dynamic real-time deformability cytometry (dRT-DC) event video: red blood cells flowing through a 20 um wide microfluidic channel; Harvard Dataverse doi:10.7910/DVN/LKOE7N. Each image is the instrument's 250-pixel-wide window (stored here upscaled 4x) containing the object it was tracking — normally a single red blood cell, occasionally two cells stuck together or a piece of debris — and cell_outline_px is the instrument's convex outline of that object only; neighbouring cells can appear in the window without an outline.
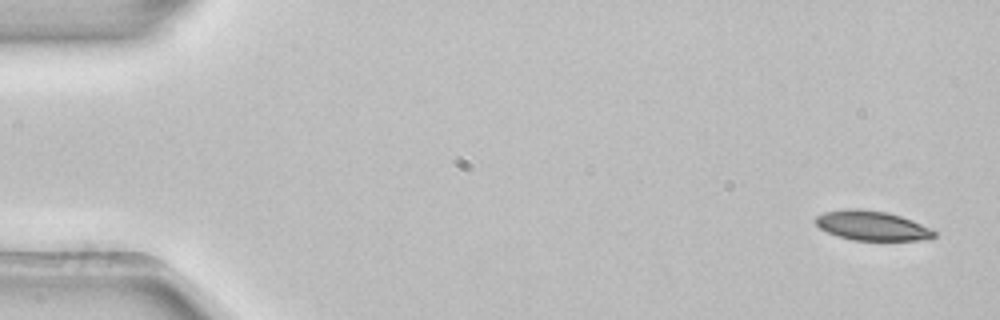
{"species": "common noctule bat (a hibernating species)", "species_latin": "Nyctalus noctula", "temperature_condition": "room temperature", "stored_images_in_passage": 3, "camera_frame_rate_fps": 3000, "um_per_image_px": 0.085, "animal": {"sex": "female", "body_mass_g": 22.7, "forearm_length_mm": 54.2}, "frame": {"image": 1, "passage_image": 1, "time_ms": 0.0, "image_size_px": [1000, 320], "cell_outline_px": [[936, 236], [920, 240], [852, 240], [828, 232], [820, 228], [812, 220], [816, 216], [824, 212], [848, 208], [852, 208], [884, 212], [900, 216], [912, 220], [936, 232]], "centroid_in_image_um": [74.06, 19.18], "position_along_channel_um": 10.9, "area_um2": 20.11}}
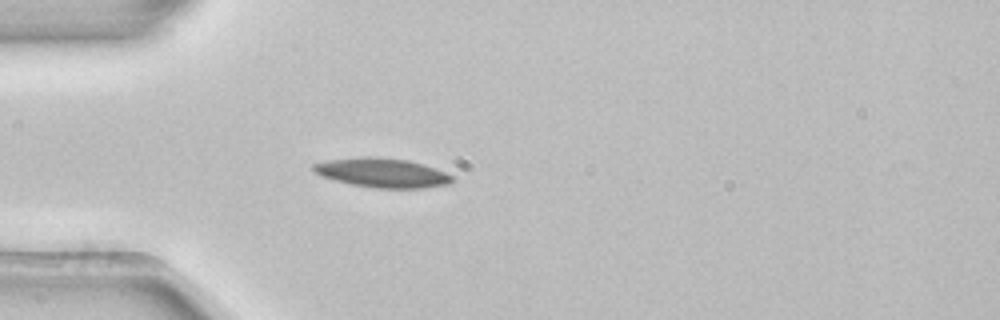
{"frame": {"image": 2, "passage_image": 3, "time_ms": 0.667, "image_size_px": [1000, 320], "cell_outline_px": [[456, 180], [448, 184], [420, 188], [376, 188], [352, 184], [320, 176], [312, 168], [312, 164], [328, 160], [360, 156], [368, 156], [408, 160], [424, 164], [444, 172], [452, 176]], "centroid_in_image_um": [32.48, 14.68], "position_along_channel_um": 52.5, "area_um2": 23.58}}